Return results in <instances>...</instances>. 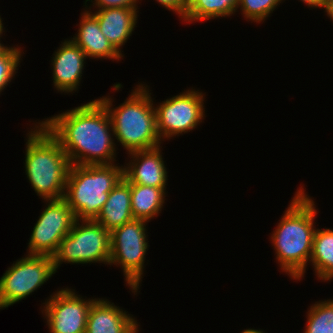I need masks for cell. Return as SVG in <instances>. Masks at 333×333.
<instances>
[{
    "label": "cell",
    "mask_w": 333,
    "mask_h": 333,
    "mask_svg": "<svg viewBox=\"0 0 333 333\" xmlns=\"http://www.w3.org/2000/svg\"><path fill=\"white\" fill-rule=\"evenodd\" d=\"M40 122L59 141L71 165L116 162V143L104 105L94 99Z\"/></svg>",
    "instance_id": "obj_1"
},
{
    "label": "cell",
    "mask_w": 333,
    "mask_h": 333,
    "mask_svg": "<svg viewBox=\"0 0 333 333\" xmlns=\"http://www.w3.org/2000/svg\"><path fill=\"white\" fill-rule=\"evenodd\" d=\"M301 186L270 235L280 269L296 281L306 273L312 253L314 220L318 214L315 202Z\"/></svg>",
    "instance_id": "obj_2"
},
{
    "label": "cell",
    "mask_w": 333,
    "mask_h": 333,
    "mask_svg": "<svg viewBox=\"0 0 333 333\" xmlns=\"http://www.w3.org/2000/svg\"><path fill=\"white\" fill-rule=\"evenodd\" d=\"M150 91L148 85L140 83L115 108L111 96L98 98L109 114L114 139H117L127 154L153 149L162 144L157 132L155 103Z\"/></svg>",
    "instance_id": "obj_3"
},
{
    "label": "cell",
    "mask_w": 333,
    "mask_h": 333,
    "mask_svg": "<svg viewBox=\"0 0 333 333\" xmlns=\"http://www.w3.org/2000/svg\"><path fill=\"white\" fill-rule=\"evenodd\" d=\"M26 134L25 175L42 200L64 197L70 162L59 141L40 122Z\"/></svg>",
    "instance_id": "obj_4"
},
{
    "label": "cell",
    "mask_w": 333,
    "mask_h": 333,
    "mask_svg": "<svg viewBox=\"0 0 333 333\" xmlns=\"http://www.w3.org/2000/svg\"><path fill=\"white\" fill-rule=\"evenodd\" d=\"M70 165L63 199L78 220H95L110 191L123 178V165Z\"/></svg>",
    "instance_id": "obj_5"
},
{
    "label": "cell",
    "mask_w": 333,
    "mask_h": 333,
    "mask_svg": "<svg viewBox=\"0 0 333 333\" xmlns=\"http://www.w3.org/2000/svg\"><path fill=\"white\" fill-rule=\"evenodd\" d=\"M149 221L134 218L110 232V261L123 270L126 285L137 294L142 283L146 252L150 245L146 225Z\"/></svg>",
    "instance_id": "obj_6"
},
{
    "label": "cell",
    "mask_w": 333,
    "mask_h": 333,
    "mask_svg": "<svg viewBox=\"0 0 333 333\" xmlns=\"http://www.w3.org/2000/svg\"><path fill=\"white\" fill-rule=\"evenodd\" d=\"M81 223V224H80ZM55 271L61 264H90L110 261V232L95 220H78L52 256Z\"/></svg>",
    "instance_id": "obj_7"
},
{
    "label": "cell",
    "mask_w": 333,
    "mask_h": 333,
    "mask_svg": "<svg viewBox=\"0 0 333 333\" xmlns=\"http://www.w3.org/2000/svg\"><path fill=\"white\" fill-rule=\"evenodd\" d=\"M0 278V309L32 294L55 273L53 257L27 254L15 261Z\"/></svg>",
    "instance_id": "obj_8"
},
{
    "label": "cell",
    "mask_w": 333,
    "mask_h": 333,
    "mask_svg": "<svg viewBox=\"0 0 333 333\" xmlns=\"http://www.w3.org/2000/svg\"><path fill=\"white\" fill-rule=\"evenodd\" d=\"M205 93L187 89L156 104V126L161 141L173 139L197 128L205 116Z\"/></svg>",
    "instance_id": "obj_9"
},
{
    "label": "cell",
    "mask_w": 333,
    "mask_h": 333,
    "mask_svg": "<svg viewBox=\"0 0 333 333\" xmlns=\"http://www.w3.org/2000/svg\"><path fill=\"white\" fill-rule=\"evenodd\" d=\"M45 202L47 206L38 216L29 238L28 254L53 256L76 221L75 214L63 198Z\"/></svg>",
    "instance_id": "obj_10"
},
{
    "label": "cell",
    "mask_w": 333,
    "mask_h": 333,
    "mask_svg": "<svg viewBox=\"0 0 333 333\" xmlns=\"http://www.w3.org/2000/svg\"><path fill=\"white\" fill-rule=\"evenodd\" d=\"M96 299H84L68 287L55 291L41 308L49 333H85L88 312Z\"/></svg>",
    "instance_id": "obj_11"
},
{
    "label": "cell",
    "mask_w": 333,
    "mask_h": 333,
    "mask_svg": "<svg viewBox=\"0 0 333 333\" xmlns=\"http://www.w3.org/2000/svg\"><path fill=\"white\" fill-rule=\"evenodd\" d=\"M54 88L61 93H74L80 86L87 58L83 50L71 39L61 42L51 57Z\"/></svg>",
    "instance_id": "obj_12"
},
{
    "label": "cell",
    "mask_w": 333,
    "mask_h": 333,
    "mask_svg": "<svg viewBox=\"0 0 333 333\" xmlns=\"http://www.w3.org/2000/svg\"><path fill=\"white\" fill-rule=\"evenodd\" d=\"M162 146L128 153L130 161L123 167V177L130 184L147 185L156 188L167 186V168L162 158ZM130 155V156H129Z\"/></svg>",
    "instance_id": "obj_13"
},
{
    "label": "cell",
    "mask_w": 333,
    "mask_h": 333,
    "mask_svg": "<svg viewBox=\"0 0 333 333\" xmlns=\"http://www.w3.org/2000/svg\"><path fill=\"white\" fill-rule=\"evenodd\" d=\"M98 20L99 27L112 46L123 55L122 47L125 45L132 32L135 30L139 8H106L92 12L90 6L85 4Z\"/></svg>",
    "instance_id": "obj_14"
},
{
    "label": "cell",
    "mask_w": 333,
    "mask_h": 333,
    "mask_svg": "<svg viewBox=\"0 0 333 333\" xmlns=\"http://www.w3.org/2000/svg\"><path fill=\"white\" fill-rule=\"evenodd\" d=\"M77 34L71 40L77 44L89 59L121 60L120 54L102 33L97 18L88 10L81 13Z\"/></svg>",
    "instance_id": "obj_15"
},
{
    "label": "cell",
    "mask_w": 333,
    "mask_h": 333,
    "mask_svg": "<svg viewBox=\"0 0 333 333\" xmlns=\"http://www.w3.org/2000/svg\"><path fill=\"white\" fill-rule=\"evenodd\" d=\"M108 299L97 298L88 312L85 333H123L136 320Z\"/></svg>",
    "instance_id": "obj_16"
},
{
    "label": "cell",
    "mask_w": 333,
    "mask_h": 333,
    "mask_svg": "<svg viewBox=\"0 0 333 333\" xmlns=\"http://www.w3.org/2000/svg\"><path fill=\"white\" fill-rule=\"evenodd\" d=\"M132 219L131 184L123 177L110 191L95 221L111 232Z\"/></svg>",
    "instance_id": "obj_17"
},
{
    "label": "cell",
    "mask_w": 333,
    "mask_h": 333,
    "mask_svg": "<svg viewBox=\"0 0 333 333\" xmlns=\"http://www.w3.org/2000/svg\"><path fill=\"white\" fill-rule=\"evenodd\" d=\"M166 191L147 185L131 184V211L134 218L149 221L158 217L165 203Z\"/></svg>",
    "instance_id": "obj_18"
},
{
    "label": "cell",
    "mask_w": 333,
    "mask_h": 333,
    "mask_svg": "<svg viewBox=\"0 0 333 333\" xmlns=\"http://www.w3.org/2000/svg\"><path fill=\"white\" fill-rule=\"evenodd\" d=\"M309 263L318 279L323 282L333 280V229L315 230Z\"/></svg>",
    "instance_id": "obj_19"
},
{
    "label": "cell",
    "mask_w": 333,
    "mask_h": 333,
    "mask_svg": "<svg viewBox=\"0 0 333 333\" xmlns=\"http://www.w3.org/2000/svg\"><path fill=\"white\" fill-rule=\"evenodd\" d=\"M238 0H188L185 18L182 21L193 23L235 14Z\"/></svg>",
    "instance_id": "obj_20"
},
{
    "label": "cell",
    "mask_w": 333,
    "mask_h": 333,
    "mask_svg": "<svg viewBox=\"0 0 333 333\" xmlns=\"http://www.w3.org/2000/svg\"><path fill=\"white\" fill-rule=\"evenodd\" d=\"M308 309L303 333H333V299L319 300Z\"/></svg>",
    "instance_id": "obj_21"
},
{
    "label": "cell",
    "mask_w": 333,
    "mask_h": 333,
    "mask_svg": "<svg viewBox=\"0 0 333 333\" xmlns=\"http://www.w3.org/2000/svg\"><path fill=\"white\" fill-rule=\"evenodd\" d=\"M283 0H238V7L246 20L261 23L280 5Z\"/></svg>",
    "instance_id": "obj_22"
},
{
    "label": "cell",
    "mask_w": 333,
    "mask_h": 333,
    "mask_svg": "<svg viewBox=\"0 0 333 333\" xmlns=\"http://www.w3.org/2000/svg\"><path fill=\"white\" fill-rule=\"evenodd\" d=\"M21 49L18 45L16 47L8 46L0 54V94L10 84L11 80L15 78L14 76L19 69L18 66L24 54Z\"/></svg>",
    "instance_id": "obj_23"
},
{
    "label": "cell",
    "mask_w": 333,
    "mask_h": 333,
    "mask_svg": "<svg viewBox=\"0 0 333 333\" xmlns=\"http://www.w3.org/2000/svg\"><path fill=\"white\" fill-rule=\"evenodd\" d=\"M91 2L94 8L106 9V8H138L139 0H85V4L87 2Z\"/></svg>",
    "instance_id": "obj_24"
},
{
    "label": "cell",
    "mask_w": 333,
    "mask_h": 333,
    "mask_svg": "<svg viewBox=\"0 0 333 333\" xmlns=\"http://www.w3.org/2000/svg\"><path fill=\"white\" fill-rule=\"evenodd\" d=\"M159 5L165 7L169 11H173L178 15L179 20H183L185 18V14L187 11L188 0H156Z\"/></svg>",
    "instance_id": "obj_25"
},
{
    "label": "cell",
    "mask_w": 333,
    "mask_h": 333,
    "mask_svg": "<svg viewBox=\"0 0 333 333\" xmlns=\"http://www.w3.org/2000/svg\"><path fill=\"white\" fill-rule=\"evenodd\" d=\"M304 2V4H307L308 7L311 8H322L324 7L327 0H300Z\"/></svg>",
    "instance_id": "obj_26"
},
{
    "label": "cell",
    "mask_w": 333,
    "mask_h": 333,
    "mask_svg": "<svg viewBox=\"0 0 333 333\" xmlns=\"http://www.w3.org/2000/svg\"><path fill=\"white\" fill-rule=\"evenodd\" d=\"M323 8L330 20L333 21V0H327Z\"/></svg>",
    "instance_id": "obj_27"
},
{
    "label": "cell",
    "mask_w": 333,
    "mask_h": 333,
    "mask_svg": "<svg viewBox=\"0 0 333 333\" xmlns=\"http://www.w3.org/2000/svg\"><path fill=\"white\" fill-rule=\"evenodd\" d=\"M140 326L137 322V320L127 329L125 330L123 333H139L140 328L138 327Z\"/></svg>",
    "instance_id": "obj_28"
},
{
    "label": "cell",
    "mask_w": 333,
    "mask_h": 333,
    "mask_svg": "<svg viewBox=\"0 0 333 333\" xmlns=\"http://www.w3.org/2000/svg\"><path fill=\"white\" fill-rule=\"evenodd\" d=\"M241 333H265L263 332V330L261 329H253V328H249L246 330H243Z\"/></svg>",
    "instance_id": "obj_29"
},
{
    "label": "cell",
    "mask_w": 333,
    "mask_h": 333,
    "mask_svg": "<svg viewBox=\"0 0 333 333\" xmlns=\"http://www.w3.org/2000/svg\"><path fill=\"white\" fill-rule=\"evenodd\" d=\"M3 20H2V18H1V15H0V38H2V35H3V32H5L4 31V25H3V22H2Z\"/></svg>",
    "instance_id": "obj_30"
},
{
    "label": "cell",
    "mask_w": 333,
    "mask_h": 333,
    "mask_svg": "<svg viewBox=\"0 0 333 333\" xmlns=\"http://www.w3.org/2000/svg\"><path fill=\"white\" fill-rule=\"evenodd\" d=\"M8 46H4V43H1V38H0V54L7 48Z\"/></svg>",
    "instance_id": "obj_31"
}]
</instances>
